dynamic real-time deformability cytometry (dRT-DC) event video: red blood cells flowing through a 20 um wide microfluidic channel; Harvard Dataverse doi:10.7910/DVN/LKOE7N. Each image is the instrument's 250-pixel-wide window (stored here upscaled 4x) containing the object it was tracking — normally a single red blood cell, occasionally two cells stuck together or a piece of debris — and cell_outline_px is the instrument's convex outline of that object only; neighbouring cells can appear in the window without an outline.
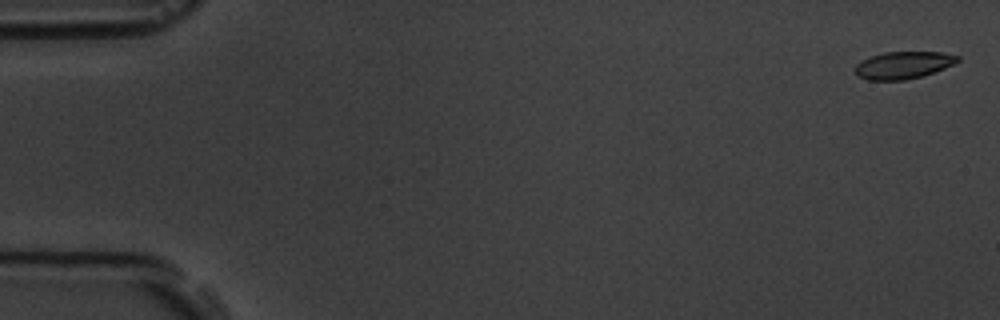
{"species": "common noctule bat (a hibernating species)", "species_latin": "Nyctalus noctula", "temperature_condition": "room temperature", "stored_images_in_passage": 8, "camera_frame_rate_fps": 3000, "um_per_image_px": 0.085, "animal": {"sex": "male", "body_mass_g": 19.5, "forearm_length_mm": 54.6}, "frame": {"image": 1, "passage_image": 1, "time_ms": 0.0, "image_size_px": [1000, 320], "cell_outline_px": [[960, 60], [944, 68], [920, 76], [904, 80], [868, 80], [856, 76], [856, 64], [872, 56], [884, 52], [940, 52], [960, 56]], "centroid_in_image_um": [76.77, 5.53], "position_along_channel_um": 8.2, "area_um2": 16.01}}
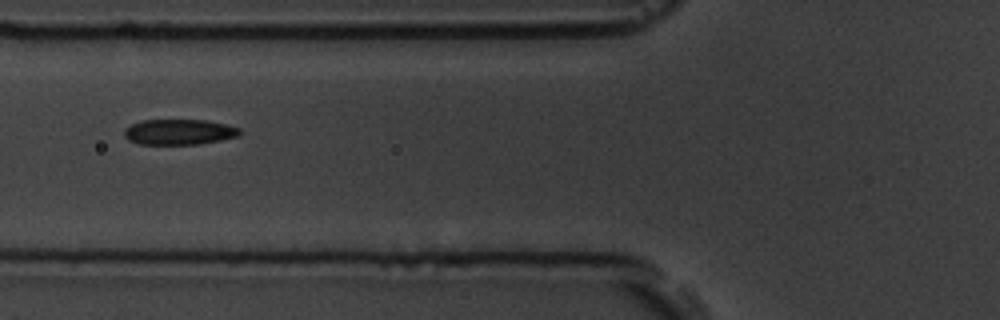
{"frame": {"image": 2, "passage_image": 7, "time_ms": 7.0, "image_size_px": [1000, 320], "cell_outline_px": [[240, 136], [200, 144], [140, 144], [128, 140], [124, 136], [124, 128], [140, 120], [204, 120], [224, 124], [240, 128]], "centroid_in_image_um": [15.2, 11.22], "position_along_channel_um": 110.6, "area_um2": 17.17}}
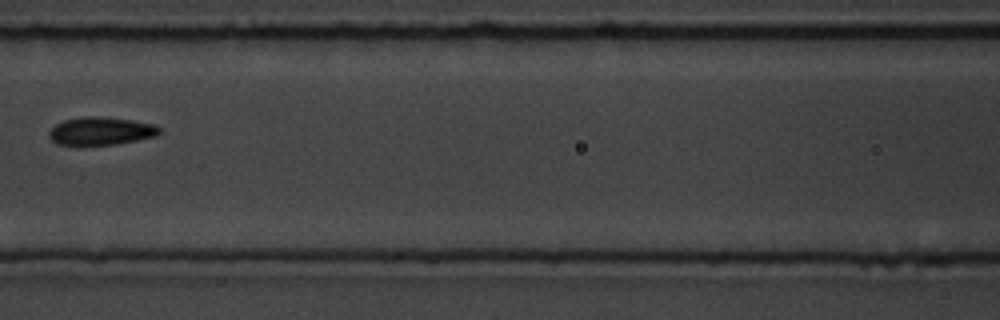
{"frame": {"image": 3, "passage_image": 8, "time_ms": 8.333, "image_size_px": [1000, 320], "cell_outline_px": [[160, 132], [156, 136], [116, 144], [56, 144], [48, 136], [48, 132], [56, 124], [64, 120], [84, 116], [96, 116], [132, 120], [152, 124], [160, 128]], "centroid_in_image_um": [8.56, 11.13], "position_along_channel_um": 158.0, "area_um2": 17.69}}